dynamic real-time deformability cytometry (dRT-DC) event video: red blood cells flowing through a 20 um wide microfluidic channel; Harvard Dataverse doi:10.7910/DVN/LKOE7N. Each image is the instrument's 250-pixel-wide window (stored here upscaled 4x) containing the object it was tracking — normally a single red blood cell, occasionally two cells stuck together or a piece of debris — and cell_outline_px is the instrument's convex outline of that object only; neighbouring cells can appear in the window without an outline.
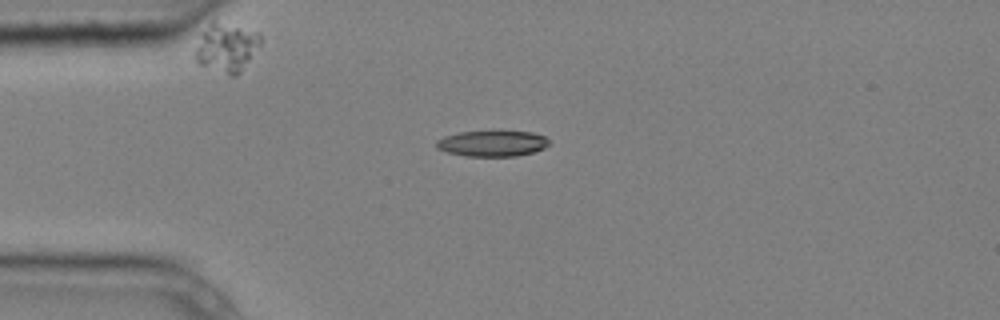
{"species": "common noctule bat (a hibernating species)", "species_latin": "Nyctalus noctula", "temperature_condition": "cold", "stored_images_in_passage": 4, "camera_frame_rate_fps": 3000, "um_per_image_px": 0.085, "animal": {"sex": "male", "body_mass_g": 20.4}, "frame": {"image": 1, "passage_image": 4, "time_ms": 1.0, "image_size_px": [1000, 320], "cell_outline_px": [[552, 144], [544, 148], [532, 152], [516, 156], [464, 156], [448, 152], [436, 148], [436, 140], [444, 136], [460, 132], [492, 128], [532, 132], [544, 136]], "centroid_in_image_um": [41.85, 12.14], "position_along_channel_um": 43.1, "area_um2": 17.86}}